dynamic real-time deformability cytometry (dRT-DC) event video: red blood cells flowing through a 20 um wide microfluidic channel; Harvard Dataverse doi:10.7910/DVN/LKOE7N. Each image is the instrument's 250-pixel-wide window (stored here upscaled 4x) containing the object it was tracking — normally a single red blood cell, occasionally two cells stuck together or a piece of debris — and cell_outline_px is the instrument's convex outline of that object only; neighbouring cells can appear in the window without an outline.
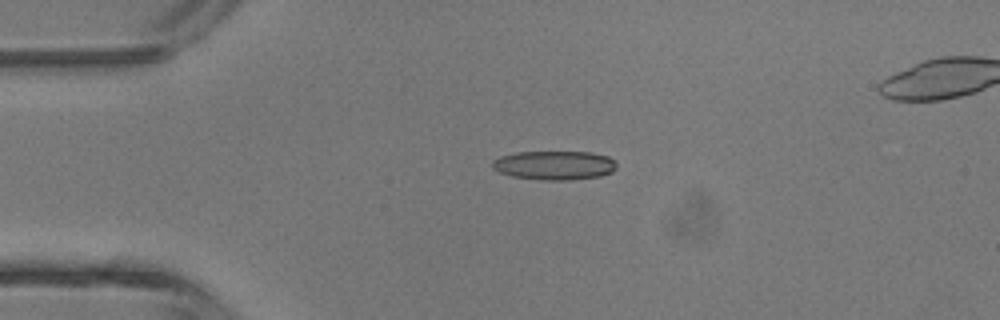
{"species": "common noctule bat (a hibernating species)", "species_latin": "Nyctalus noctula", "temperature_condition": "room temperature", "stored_images_in_passage": 5, "camera_frame_rate_fps": 3000, "um_per_image_px": 0.085, "animal": {"sex": "male", "body_mass_g": 13.3}, "frame": {"image": 1, "passage_image": 3, "time_ms": 2.333, "image_size_px": [1000, 320], "cell_outline_px": [[616, 168], [612, 172], [600, 176], [572, 180], [540, 180], [512, 176], [500, 172], [492, 168], [492, 160], [500, 156], [516, 152], [592, 152], [608, 156], [616, 164]], "centroid_in_image_um": [47.11, 14.05], "position_along_channel_um": 37.9, "area_um2": 21.1}}